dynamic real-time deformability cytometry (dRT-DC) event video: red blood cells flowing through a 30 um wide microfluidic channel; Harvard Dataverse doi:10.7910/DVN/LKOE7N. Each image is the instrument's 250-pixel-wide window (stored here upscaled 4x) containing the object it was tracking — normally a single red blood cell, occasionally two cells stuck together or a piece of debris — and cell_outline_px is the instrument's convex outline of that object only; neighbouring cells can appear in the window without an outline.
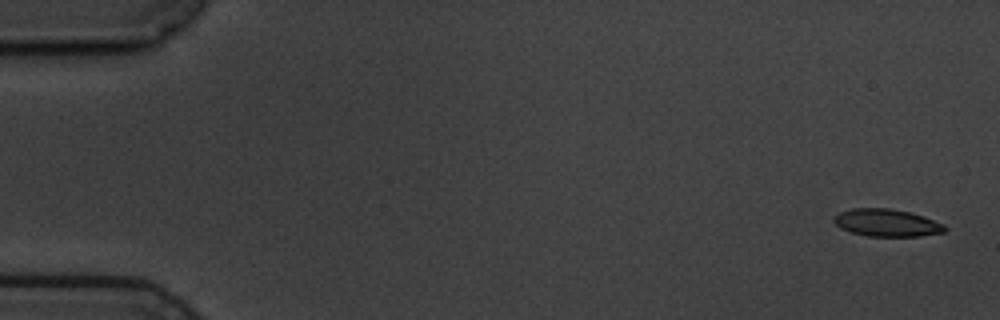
{"species": "common noctule bat (a hibernating species)", "species_latin": "Nyctalus noctula", "temperature_condition": "cold", "stored_images_in_passage": 4, "camera_frame_rate_fps": 3000, "um_per_image_px": 0.085, "animal": {"sex": "male", "body_mass_g": 19.5, "forearm_length_mm": 54.6}, "frame": {"image": 1, "passage_image": 1, "time_ms": 0.0, "image_size_px": [1000, 320], "cell_outline_px": [[948, 228], [944, 232], [920, 236], [868, 236], [852, 232], [840, 228], [832, 220], [832, 216], [840, 212], [852, 208], [892, 208], [912, 212], [924, 216], [944, 224]], "centroid_in_image_um": [75.38, 18.92], "position_along_channel_um": 9.6, "area_um2": 17.92}}
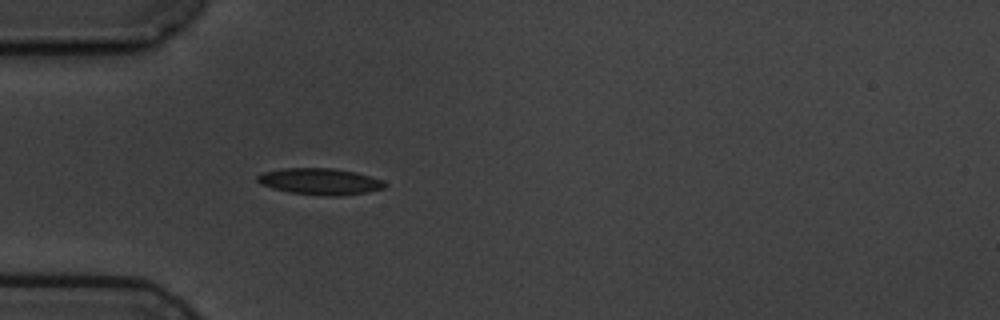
{"frame": {"image": 2, "passage_image": 4, "time_ms": 5.0, "image_size_px": [1000, 320], "cell_outline_px": [[388, 184], [384, 188], [368, 192], [340, 196], [324, 196], [288, 192], [272, 188], [260, 184], [256, 180], [256, 176], [264, 172], [284, 168], [332, 168], [356, 172], [384, 180]], "centroid_in_image_um": [27.22, 15.43], "position_along_channel_um": 57.8, "area_um2": 19.83}}